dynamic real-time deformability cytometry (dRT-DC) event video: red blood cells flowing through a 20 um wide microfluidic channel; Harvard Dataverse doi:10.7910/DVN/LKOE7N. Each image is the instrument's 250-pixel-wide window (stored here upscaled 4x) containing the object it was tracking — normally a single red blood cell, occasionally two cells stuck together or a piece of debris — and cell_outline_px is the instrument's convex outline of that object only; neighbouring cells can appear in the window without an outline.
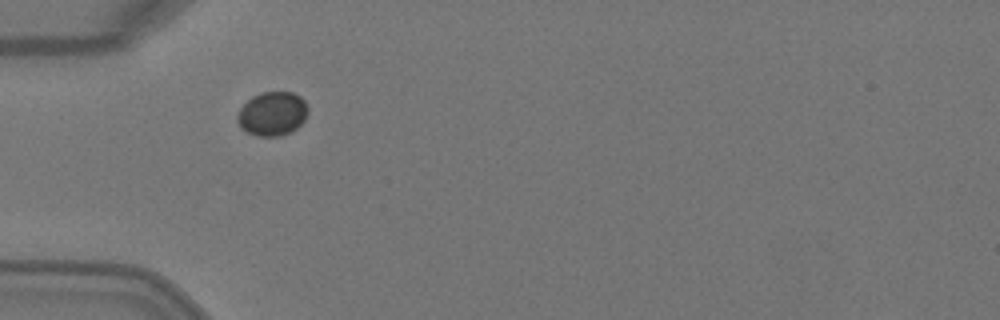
{"species": "Egyptian fruit bat (a non-hibernating species)", "species_latin": "Rousettus aegyptiacus", "temperature_condition": "warm", "stored_images_in_passage": 2, "camera_frame_rate_fps": 3000, "um_per_image_px": 0.085, "animal": {"sex": "female"}, "frame": {"image": 1, "passage_image": 1, "time_ms": 0.0, "image_size_px": [1000, 320], "cell_outline_px": [[308, 112], [304, 120], [292, 132], [280, 136], [256, 136], [240, 128], [236, 120], [236, 116], [240, 108], [252, 96], [260, 92], [292, 92], [300, 96], [304, 100], [308, 108]], "centroid_in_image_um": [23.14, 9.67], "position_along_channel_um": 61.9, "area_um2": 18.26}}
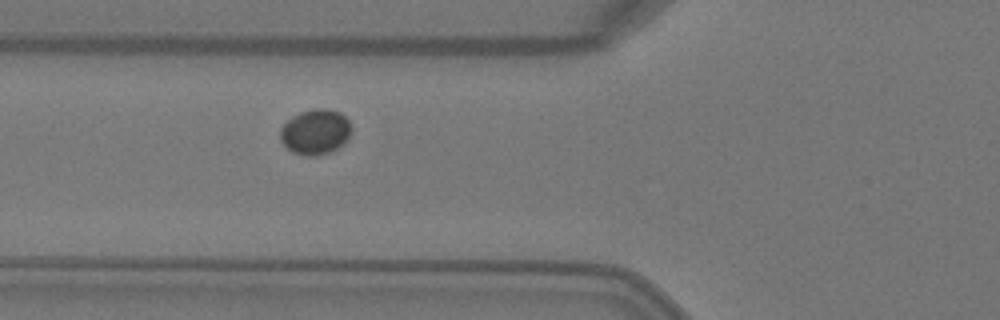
{"frame": {"image": 2, "passage_image": 2, "time_ms": 0.333, "image_size_px": [1000, 320], "cell_outline_px": [[352, 128], [344, 144], [328, 152], [316, 156], [308, 156], [292, 152], [280, 140], [280, 128], [292, 116], [300, 112], [316, 108], [328, 108], [340, 112], [348, 120]], "centroid_in_image_um": [26.8, 11.19], "position_along_channel_um": 99.0, "area_um2": 18.73}}